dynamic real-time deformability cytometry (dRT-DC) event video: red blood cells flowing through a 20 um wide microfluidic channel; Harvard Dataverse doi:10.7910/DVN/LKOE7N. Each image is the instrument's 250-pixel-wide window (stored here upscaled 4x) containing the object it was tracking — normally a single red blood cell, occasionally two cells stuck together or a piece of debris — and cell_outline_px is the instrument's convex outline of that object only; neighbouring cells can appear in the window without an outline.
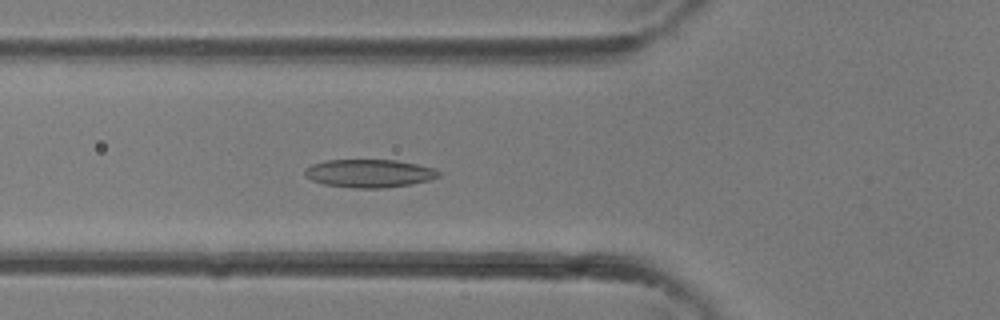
{"species": "common noctule bat (a hibernating species)", "species_latin": "Nyctalus noctula", "temperature_condition": "room temperature", "stored_images_in_passage": 37, "camera_frame_rate_fps": 3000, "um_per_image_px": 0.085, "animal": {"sex": "female"}, "frame": {"image": 1, "passage_image": 13, "time_ms": 4.0, "image_size_px": [1000, 320], "cell_outline_px": [[440, 176], [432, 180], [412, 184], [384, 188], [352, 188], [324, 184], [312, 180], [304, 176], [304, 168], [312, 164], [328, 160], [396, 160], [416, 164], [432, 168], [440, 172]], "centroid_in_image_um": [31.38, 14.74], "position_along_channel_um": 94.4, "area_um2": 22.02}}
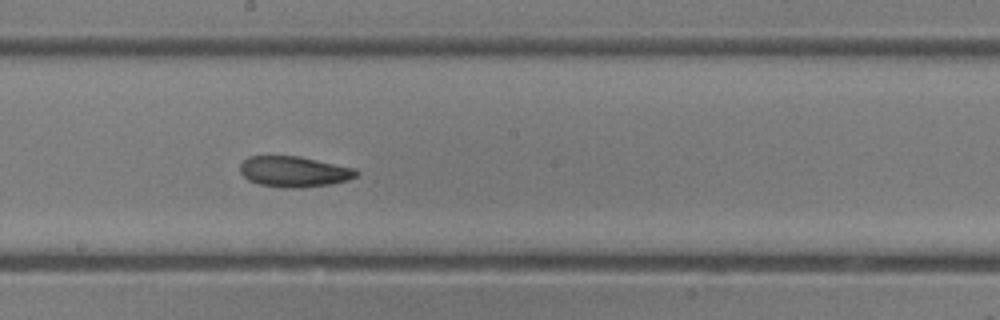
{"frame": {"image": 2, "passage_image": 20, "time_ms": 6.333, "image_size_px": [1000, 320], "cell_outline_px": [[360, 172], [356, 176], [348, 180], [332, 184], [300, 188], [288, 188], [260, 184], [248, 180], [240, 172], [240, 164], [248, 156], [300, 156], [356, 168]], "centroid_in_image_um": [25.02, 14.58], "position_along_channel_um": 223.2, "area_um2": 20.92}}
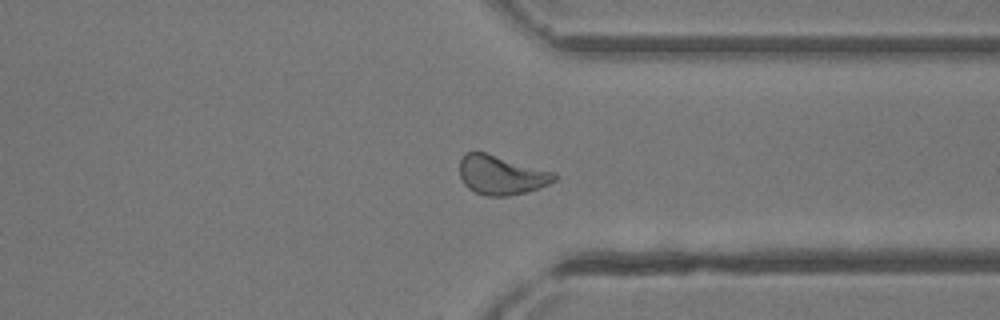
{"frame": {"image": 3, "passage_image": 28, "time_ms": 9.0, "image_size_px": [1000, 320], "cell_outline_px": [[556, 180], [540, 188], [528, 192], [508, 196], [488, 196], [476, 192], [468, 188], [464, 184], [460, 176], [460, 160], [468, 152], [484, 152], [556, 172]], "centroid_in_image_um": [42.64, 14.89], "position_along_channel_um": 368.8, "area_um2": 21.62}}